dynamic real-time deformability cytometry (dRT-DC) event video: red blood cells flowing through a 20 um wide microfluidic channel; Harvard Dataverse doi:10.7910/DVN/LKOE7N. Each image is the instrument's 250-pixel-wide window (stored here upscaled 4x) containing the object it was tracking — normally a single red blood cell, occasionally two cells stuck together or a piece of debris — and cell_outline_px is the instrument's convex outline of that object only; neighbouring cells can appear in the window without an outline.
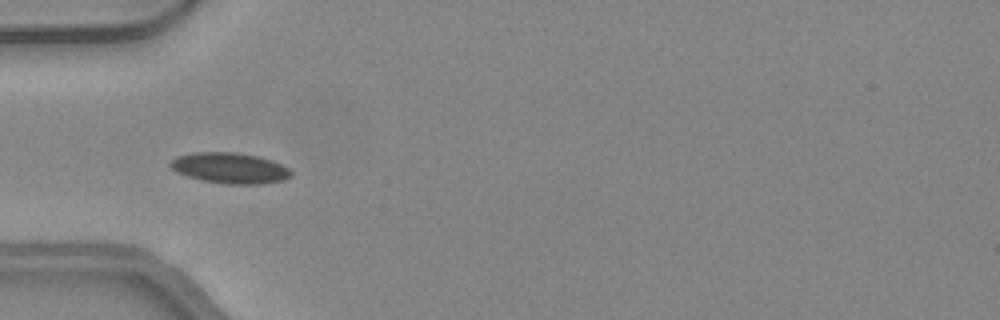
{"species": "common noctule bat (a hibernating species)", "species_latin": "Nyctalus noctula", "temperature_condition": "warm", "stored_images_in_passage": 48, "camera_frame_rate_fps": 3000, "um_per_image_px": 0.085, "animal": {"sex": "female", "body_mass_g": 24.6, "forearm_length_mm": 56.2}, "frame": {"image": 1, "passage_image": 16, "time_ms": 5.0, "image_size_px": [1000, 320], "cell_outline_px": [[292, 176], [284, 180], [260, 184], [224, 184], [200, 180], [176, 172], [168, 164], [176, 156], [196, 152], [236, 152], [256, 156], [272, 160], [288, 168], [292, 172]], "centroid_in_image_um": [19.53, 14.29], "position_along_channel_um": 65.5, "area_um2": 21.68}}
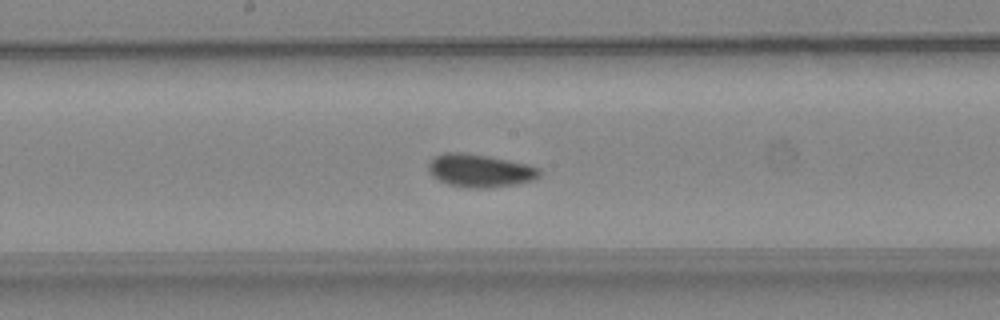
{"frame": {"image": 2, "passage_image": 26, "time_ms": 8.333, "image_size_px": [1000, 320], "cell_outline_px": [[540, 176], [532, 180], [516, 184], [488, 188], [468, 188], [448, 184], [432, 176], [428, 172], [428, 164], [436, 156], [444, 152], [464, 152], [488, 156], [528, 164], [540, 168]], "centroid_in_image_um": [40.79, 14.5], "position_along_channel_um": 207.4, "area_um2": 21.39}}
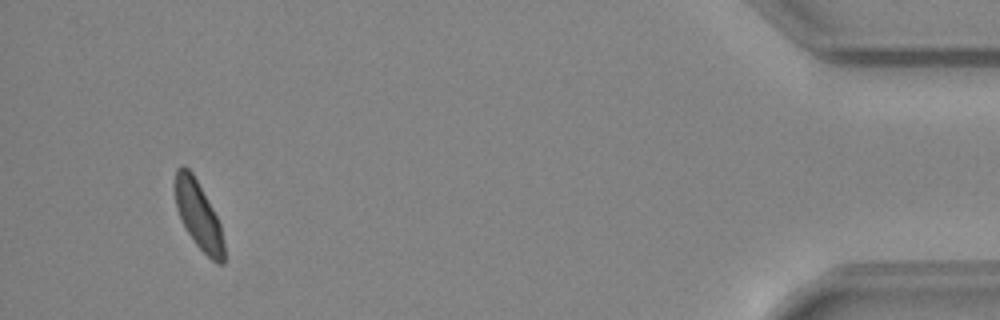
{"frame": {"image": 3, "passage_image": 46, "time_ms": 15.0, "image_size_px": [1000, 320], "cell_outline_px": [[224, 264], [216, 264], [196, 244], [184, 228], [176, 208], [176, 168], [184, 164], [192, 172], [212, 208], [220, 224], [224, 244]], "centroid_in_image_um": [16.87, 18.32], "position_along_channel_um": 418.3, "area_um2": 19.02}, "authors_computed_cell_mechanics": {"area_um2": 19.9988, "velocity_mm_per_s": 4.2723, "shape_relaxation_time_tau1_ms": 2.8868, "shape_relaxation_time_tau2_ms": 1.8598, "deformation_change_tau1": 0.0786, "deformation_change_tau2": 0.0542}}